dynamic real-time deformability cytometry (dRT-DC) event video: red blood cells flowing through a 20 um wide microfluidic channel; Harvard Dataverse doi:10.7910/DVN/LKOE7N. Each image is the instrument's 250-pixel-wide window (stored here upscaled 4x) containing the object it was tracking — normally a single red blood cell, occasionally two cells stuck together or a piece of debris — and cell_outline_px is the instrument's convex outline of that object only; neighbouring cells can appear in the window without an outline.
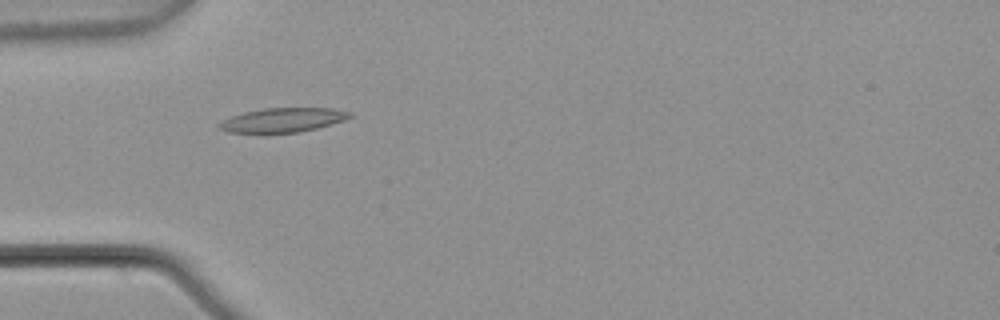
{"species": "common noctule bat (a hibernating species)", "species_latin": "Nyctalus noctula", "temperature_condition": "warm", "stored_images_in_passage": 7, "camera_frame_rate_fps": 3000, "um_per_image_px": 0.085, "animal": {"sex": "male", "body_mass_g": 21.5, "forearm_length_mm": 52.0}, "frame": {"image": 1, "passage_image": 5, "time_ms": 1.333, "image_size_px": [1000, 320], "cell_outline_px": [[356, 116], [332, 124], [300, 132], [264, 136], [228, 132], [216, 128], [216, 124], [232, 116], [244, 112], [264, 108], [332, 108], [352, 112]], "centroid_in_image_um": [23.99, 10.25], "position_along_channel_um": 61.0, "area_um2": 19.48}}
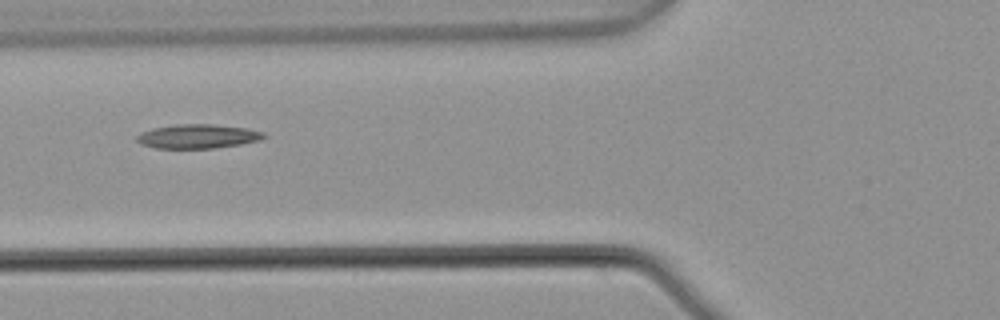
{"frame": {"image": 2, "passage_image": 6, "time_ms": 1.667, "image_size_px": [1000, 320], "cell_outline_px": [[268, 136], [260, 140], [240, 144], [216, 148], [156, 148], [140, 144], [136, 140], [136, 136], [140, 132], [152, 128], [176, 124], [212, 124], [248, 128], [264, 132]], "centroid_in_image_um": [16.81, 11.58], "position_along_channel_um": 109.0, "area_um2": 18.03}}
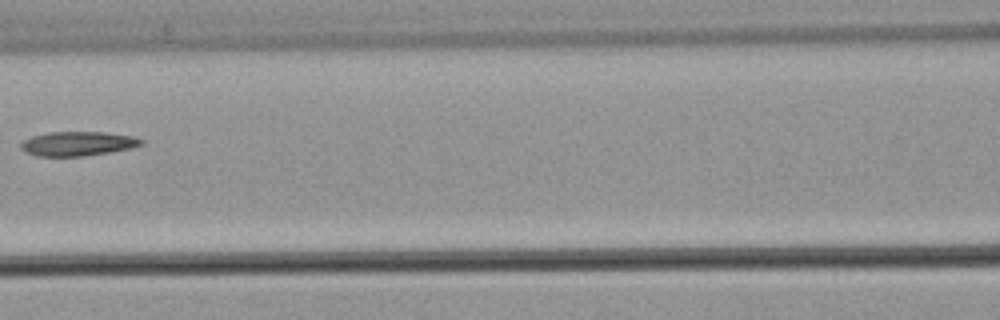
{"frame": {"image": 3, "passage_image": 7, "time_ms": 2.0, "image_size_px": [1000, 320], "cell_outline_px": [[144, 144], [128, 148], [108, 152], [84, 156], [36, 156], [24, 152], [20, 148], [20, 144], [24, 140], [32, 136], [48, 132], [104, 132], [132, 136], [144, 140]], "centroid_in_image_um": [6.56, 12.21], "position_along_channel_um": 160.0, "area_um2": 16.99}}